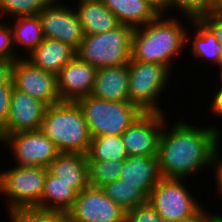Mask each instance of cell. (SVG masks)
Here are the masks:
<instances>
[{"label": "cell", "instance_id": "6da1fadb", "mask_svg": "<svg viewBox=\"0 0 222 222\" xmlns=\"http://www.w3.org/2000/svg\"><path fill=\"white\" fill-rule=\"evenodd\" d=\"M169 119L164 122L157 153L163 177L190 179L203 169L211 172L215 152L222 145L219 123L204 127L189 120L170 124Z\"/></svg>", "mask_w": 222, "mask_h": 222}, {"label": "cell", "instance_id": "7a4b0ae2", "mask_svg": "<svg viewBox=\"0 0 222 222\" xmlns=\"http://www.w3.org/2000/svg\"><path fill=\"white\" fill-rule=\"evenodd\" d=\"M180 21V22H179ZM183 23L177 16L161 13L155 20L134 28L131 45V58L136 61L165 65L172 73L173 64L186 50V31L191 19ZM186 22H188V25ZM177 60V61H176ZM173 66V67H172Z\"/></svg>", "mask_w": 222, "mask_h": 222}, {"label": "cell", "instance_id": "3957f363", "mask_svg": "<svg viewBox=\"0 0 222 222\" xmlns=\"http://www.w3.org/2000/svg\"><path fill=\"white\" fill-rule=\"evenodd\" d=\"M40 130L60 152L87 154L91 136L77 102L61 101L47 106Z\"/></svg>", "mask_w": 222, "mask_h": 222}, {"label": "cell", "instance_id": "277c9868", "mask_svg": "<svg viewBox=\"0 0 222 222\" xmlns=\"http://www.w3.org/2000/svg\"><path fill=\"white\" fill-rule=\"evenodd\" d=\"M46 168L19 166L0 170V195H4L7 217L34 210L41 201L46 180Z\"/></svg>", "mask_w": 222, "mask_h": 222}, {"label": "cell", "instance_id": "5b68a950", "mask_svg": "<svg viewBox=\"0 0 222 222\" xmlns=\"http://www.w3.org/2000/svg\"><path fill=\"white\" fill-rule=\"evenodd\" d=\"M76 102L82 109L91 138L122 135L143 113L130 101H108L88 95Z\"/></svg>", "mask_w": 222, "mask_h": 222}, {"label": "cell", "instance_id": "8992f818", "mask_svg": "<svg viewBox=\"0 0 222 222\" xmlns=\"http://www.w3.org/2000/svg\"><path fill=\"white\" fill-rule=\"evenodd\" d=\"M134 28L120 24L116 28L96 35H85L76 56L96 69L128 64Z\"/></svg>", "mask_w": 222, "mask_h": 222}, {"label": "cell", "instance_id": "52a82bcc", "mask_svg": "<svg viewBox=\"0 0 222 222\" xmlns=\"http://www.w3.org/2000/svg\"><path fill=\"white\" fill-rule=\"evenodd\" d=\"M128 68L129 101L143 112L167 113L160 100L163 93L170 88V78L174 73L165 65L136 61L132 58Z\"/></svg>", "mask_w": 222, "mask_h": 222}, {"label": "cell", "instance_id": "ba28073f", "mask_svg": "<svg viewBox=\"0 0 222 222\" xmlns=\"http://www.w3.org/2000/svg\"><path fill=\"white\" fill-rule=\"evenodd\" d=\"M187 180L163 178L152 189L148 201L165 222L193 216L206 206L194 196L198 193L191 192L192 189L185 185Z\"/></svg>", "mask_w": 222, "mask_h": 222}, {"label": "cell", "instance_id": "9c48e42d", "mask_svg": "<svg viewBox=\"0 0 222 222\" xmlns=\"http://www.w3.org/2000/svg\"><path fill=\"white\" fill-rule=\"evenodd\" d=\"M0 146L10 150L13 161L19 166L46 167L61 152L41 131H24L5 135Z\"/></svg>", "mask_w": 222, "mask_h": 222}, {"label": "cell", "instance_id": "30bf717a", "mask_svg": "<svg viewBox=\"0 0 222 222\" xmlns=\"http://www.w3.org/2000/svg\"><path fill=\"white\" fill-rule=\"evenodd\" d=\"M44 38L57 39L77 49L84 38L83 27L71 3L53 0L39 14Z\"/></svg>", "mask_w": 222, "mask_h": 222}, {"label": "cell", "instance_id": "8fae6325", "mask_svg": "<svg viewBox=\"0 0 222 222\" xmlns=\"http://www.w3.org/2000/svg\"><path fill=\"white\" fill-rule=\"evenodd\" d=\"M168 113L143 112L121 135L128 156H157Z\"/></svg>", "mask_w": 222, "mask_h": 222}, {"label": "cell", "instance_id": "7c38bea8", "mask_svg": "<svg viewBox=\"0 0 222 222\" xmlns=\"http://www.w3.org/2000/svg\"><path fill=\"white\" fill-rule=\"evenodd\" d=\"M72 222H125V211L102 188L88 186L78 193L67 212Z\"/></svg>", "mask_w": 222, "mask_h": 222}, {"label": "cell", "instance_id": "4fadbf2b", "mask_svg": "<svg viewBox=\"0 0 222 222\" xmlns=\"http://www.w3.org/2000/svg\"><path fill=\"white\" fill-rule=\"evenodd\" d=\"M14 88L51 106L61 102L56 75L35 67L26 58L15 61L12 70Z\"/></svg>", "mask_w": 222, "mask_h": 222}, {"label": "cell", "instance_id": "5bb4252c", "mask_svg": "<svg viewBox=\"0 0 222 222\" xmlns=\"http://www.w3.org/2000/svg\"><path fill=\"white\" fill-rule=\"evenodd\" d=\"M47 105L13 87L6 125L0 130V140L8 134L40 130Z\"/></svg>", "mask_w": 222, "mask_h": 222}, {"label": "cell", "instance_id": "9a60e30c", "mask_svg": "<svg viewBox=\"0 0 222 222\" xmlns=\"http://www.w3.org/2000/svg\"><path fill=\"white\" fill-rule=\"evenodd\" d=\"M97 69L77 56L56 75L57 92L61 101H73L90 95Z\"/></svg>", "mask_w": 222, "mask_h": 222}, {"label": "cell", "instance_id": "2e32d148", "mask_svg": "<svg viewBox=\"0 0 222 222\" xmlns=\"http://www.w3.org/2000/svg\"><path fill=\"white\" fill-rule=\"evenodd\" d=\"M186 47L188 48L187 52L190 51L189 55L191 53L194 58L191 61H200L201 65L205 64L203 67L207 65L216 67L221 63L222 45L200 20H191L186 31Z\"/></svg>", "mask_w": 222, "mask_h": 222}, {"label": "cell", "instance_id": "e0dca14e", "mask_svg": "<svg viewBox=\"0 0 222 222\" xmlns=\"http://www.w3.org/2000/svg\"><path fill=\"white\" fill-rule=\"evenodd\" d=\"M163 178L157 156H128L119 177L124 183L136 185L148 197Z\"/></svg>", "mask_w": 222, "mask_h": 222}, {"label": "cell", "instance_id": "ac0fdd59", "mask_svg": "<svg viewBox=\"0 0 222 222\" xmlns=\"http://www.w3.org/2000/svg\"><path fill=\"white\" fill-rule=\"evenodd\" d=\"M128 64L98 68L90 95L108 101H129Z\"/></svg>", "mask_w": 222, "mask_h": 222}, {"label": "cell", "instance_id": "d6986e66", "mask_svg": "<svg viewBox=\"0 0 222 222\" xmlns=\"http://www.w3.org/2000/svg\"><path fill=\"white\" fill-rule=\"evenodd\" d=\"M46 172L59 177L79 193L89 186L86 155L81 153L61 152L46 167Z\"/></svg>", "mask_w": 222, "mask_h": 222}, {"label": "cell", "instance_id": "ffe728a7", "mask_svg": "<svg viewBox=\"0 0 222 222\" xmlns=\"http://www.w3.org/2000/svg\"><path fill=\"white\" fill-rule=\"evenodd\" d=\"M71 5L74 6L84 35L101 34L120 25L117 17L105 7L102 0H84Z\"/></svg>", "mask_w": 222, "mask_h": 222}, {"label": "cell", "instance_id": "44dd1931", "mask_svg": "<svg viewBox=\"0 0 222 222\" xmlns=\"http://www.w3.org/2000/svg\"><path fill=\"white\" fill-rule=\"evenodd\" d=\"M76 57V49L57 39L44 38L26 59L38 67L55 75Z\"/></svg>", "mask_w": 222, "mask_h": 222}, {"label": "cell", "instance_id": "7402d4cb", "mask_svg": "<svg viewBox=\"0 0 222 222\" xmlns=\"http://www.w3.org/2000/svg\"><path fill=\"white\" fill-rule=\"evenodd\" d=\"M120 24L137 28L155 20L162 12L149 0H102Z\"/></svg>", "mask_w": 222, "mask_h": 222}, {"label": "cell", "instance_id": "603a6c76", "mask_svg": "<svg viewBox=\"0 0 222 222\" xmlns=\"http://www.w3.org/2000/svg\"><path fill=\"white\" fill-rule=\"evenodd\" d=\"M77 195L78 192L70 183L47 173L41 201L34 211L68 212L73 207Z\"/></svg>", "mask_w": 222, "mask_h": 222}, {"label": "cell", "instance_id": "cb8c5ba5", "mask_svg": "<svg viewBox=\"0 0 222 222\" xmlns=\"http://www.w3.org/2000/svg\"><path fill=\"white\" fill-rule=\"evenodd\" d=\"M10 20L12 22L9 20L7 22L12 30L16 54L20 58H26L44 39L40 19L36 15L14 17Z\"/></svg>", "mask_w": 222, "mask_h": 222}, {"label": "cell", "instance_id": "d4e9b609", "mask_svg": "<svg viewBox=\"0 0 222 222\" xmlns=\"http://www.w3.org/2000/svg\"><path fill=\"white\" fill-rule=\"evenodd\" d=\"M128 157L121 135H100L91 138L86 160L120 161Z\"/></svg>", "mask_w": 222, "mask_h": 222}, {"label": "cell", "instance_id": "484cf974", "mask_svg": "<svg viewBox=\"0 0 222 222\" xmlns=\"http://www.w3.org/2000/svg\"><path fill=\"white\" fill-rule=\"evenodd\" d=\"M101 188L125 212L148 202V196L141 189L124 183L121 179L109 182Z\"/></svg>", "mask_w": 222, "mask_h": 222}, {"label": "cell", "instance_id": "4316f807", "mask_svg": "<svg viewBox=\"0 0 222 222\" xmlns=\"http://www.w3.org/2000/svg\"><path fill=\"white\" fill-rule=\"evenodd\" d=\"M87 165L89 185L101 188L105 184L119 179L124 160H87Z\"/></svg>", "mask_w": 222, "mask_h": 222}, {"label": "cell", "instance_id": "83f0119b", "mask_svg": "<svg viewBox=\"0 0 222 222\" xmlns=\"http://www.w3.org/2000/svg\"><path fill=\"white\" fill-rule=\"evenodd\" d=\"M52 1L53 0H0V20H3L4 15L7 20L20 16H36Z\"/></svg>", "mask_w": 222, "mask_h": 222}, {"label": "cell", "instance_id": "f1b7e54d", "mask_svg": "<svg viewBox=\"0 0 222 222\" xmlns=\"http://www.w3.org/2000/svg\"><path fill=\"white\" fill-rule=\"evenodd\" d=\"M211 11L213 10L208 6L207 0H169L164 14L176 17V14H179L180 12L181 14L178 16L181 15L180 17L184 21L187 18L191 20H199Z\"/></svg>", "mask_w": 222, "mask_h": 222}, {"label": "cell", "instance_id": "f546056e", "mask_svg": "<svg viewBox=\"0 0 222 222\" xmlns=\"http://www.w3.org/2000/svg\"><path fill=\"white\" fill-rule=\"evenodd\" d=\"M8 219L11 222H72L67 212H42L34 210L10 215Z\"/></svg>", "mask_w": 222, "mask_h": 222}, {"label": "cell", "instance_id": "4dcf8cb0", "mask_svg": "<svg viewBox=\"0 0 222 222\" xmlns=\"http://www.w3.org/2000/svg\"><path fill=\"white\" fill-rule=\"evenodd\" d=\"M125 222H165L148 202L125 213Z\"/></svg>", "mask_w": 222, "mask_h": 222}, {"label": "cell", "instance_id": "1f68e13d", "mask_svg": "<svg viewBox=\"0 0 222 222\" xmlns=\"http://www.w3.org/2000/svg\"><path fill=\"white\" fill-rule=\"evenodd\" d=\"M0 58L8 60H17L20 58L16 54L12 30L7 20H0Z\"/></svg>", "mask_w": 222, "mask_h": 222}, {"label": "cell", "instance_id": "d6a6232c", "mask_svg": "<svg viewBox=\"0 0 222 222\" xmlns=\"http://www.w3.org/2000/svg\"><path fill=\"white\" fill-rule=\"evenodd\" d=\"M219 40L222 45V10H214L199 19ZM222 62V52H221Z\"/></svg>", "mask_w": 222, "mask_h": 222}, {"label": "cell", "instance_id": "836d02e7", "mask_svg": "<svg viewBox=\"0 0 222 222\" xmlns=\"http://www.w3.org/2000/svg\"><path fill=\"white\" fill-rule=\"evenodd\" d=\"M14 85H0V130L6 125Z\"/></svg>", "mask_w": 222, "mask_h": 222}, {"label": "cell", "instance_id": "e575fe53", "mask_svg": "<svg viewBox=\"0 0 222 222\" xmlns=\"http://www.w3.org/2000/svg\"><path fill=\"white\" fill-rule=\"evenodd\" d=\"M221 145L217 148L216 152H215V155H214V158H213V161H212V166H211V170L213 172L211 173H214L213 176H214V179L215 181L213 182L214 186L216 185L215 187V195H219V197L221 196L222 197V150H221ZM216 182V183H215ZM217 188V189H216Z\"/></svg>", "mask_w": 222, "mask_h": 222}, {"label": "cell", "instance_id": "d590c367", "mask_svg": "<svg viewBox=\"0 0 222 222\" xmlns=\"http://www.w3.org/2000/svg\"><path fill=\"white\" fill-rule=\"evenodd\" d=\"M15 61L0 58V85H13L12 70Z\"/></svg>", "mask_w": 222, "mask_h": 222}, {"label": "cell", "instance_id": "8d00e7d4", "mask_svg": "<svg viewBox=\"0 0 222 222\" xmlns=\"http://www.w3.org/2000/svg\"><path fill=\"white\" fill-rule=\"evenodd\" d=\"M218 89L212 92V99L210 100L211 104H208L207 109L209 112L211 111V115L215 116L216 118H220L222 120V87H216ZM212 101V102H211ZM219 116V117H218Z\"/></svg>", "mask_w": 222, "mask_h": 222}, {"label": "cell", "instance_id": "74e56055", "mask_svg": "<svg viewBox=\"0 0 222 222\" xmlns=\"http://www.w3.org/2000/svg\"><path fill=\"white\" fill-rule=\"evenodd\" d=\"M210 209L204 206L193 216H189L173 222H198Z\"/></svg>", "mask_w": 222, "mask_h": 222}, {"label": "cell", "instance_id": "f35d334b", "mask_svg": "<svg viewBox=\"0 0 222 222\" xmlns=\"http://www.w3.org/2000/svg\"><path fill=\"white\" fill-rule=\"evenodd\" d=\"M217 211V212H216ZM216 209L215 212L208 211L207 212V222H222V215L220 214L221 211ZM219 212V213H218Z\"/></svg>", "mask_w": 222, "mask_h": 222}, {"label": "cell", "instance_id": "ab89813d", "mask_svg": "<svg viewBox=\"0 0 222 222\" xmlns=\"http://www.w3.org/2000/svg\"><path fill=\"white\" fill-rule=\"evenodd\" d=\"M155 5L162 13L165 12L169 0H149Z\"/></svg>", "mask_w": 222, "mask_h": 222}, {"label": "cell", "instance_id": "60d3db41", "mask_svg": "<svg viewBox=\"0 0 222 222\" xmlns=\"http://www.w3.org/2000/svg\"><path fill=\"white\" fill-rule=\"evenodd\" d=\"M208 6L214 10H222V0H207Z\"/></svg>", "mask_w": 222, "mask_h": 222}, {"label": "cell", "instance_id": "b9f144b4", "mask_svg": "<svg viewBox=\"0 0 222 222\" xmlns=\"http://www.w3.org/2000/svg\"><path fill=\"white\" fill-rule=\"evenodd\" d=\"M216 68H218V70H217ZM216 68H215V70H216V71H219V72H218V78H217V77H214L216 80L218 79V80H217L218 82H216V84H217V83H218V84H217L216 86L222 87V62H221ZM219 82H220V83H219Z\"/></svg>", "mask_w": 222, "mask_h": 222}, {"label": "cell", "instance_id": "7bdbcfd3", "mask_svg": "<svg viewBox=\"0 0 222 222\" xmlns=\"http://www.w3.org/2000/svg\"><path fill=\"white\" fill-rule=\"evenodd\" d=\"M56 1H58V2H61L62 3V1H63V3L65 2V3H68L66 0H56ZM72 4H74V2L75 3H77V2H80V1H84V0H69Z\"/></svg>", "mask_w": 222, "mask_h": 222}, {"label": "cell", "instance_id": "ee69618b", "mask_svg": "<svg viewBox=\"0 0 222 222\" xmlns=\"http://www.w3.org/2000/svg\"><path fill=\"white\" fill-rule=\"evenodd\" d=\"M198 222H207V213Z\"/></svg>", "mask_w": 222, "mask_h": 222}]
</instances>
